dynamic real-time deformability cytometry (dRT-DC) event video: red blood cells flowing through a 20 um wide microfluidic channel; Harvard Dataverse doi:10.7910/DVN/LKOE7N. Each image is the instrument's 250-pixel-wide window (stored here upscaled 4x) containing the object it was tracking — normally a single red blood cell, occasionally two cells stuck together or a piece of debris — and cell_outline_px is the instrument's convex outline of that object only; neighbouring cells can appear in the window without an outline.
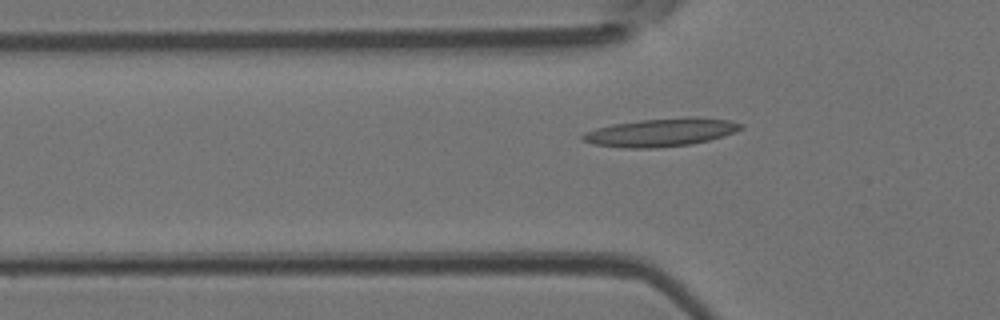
{"species": "Egyptian fruit bat (a non-hibernating species)", "species_latin": "Rousettus aegyptiacus", "temperature_condition": "room temperature", "stored_images_in_passage": 48, "camera_frame_rate_fps": 3000, "um_per_image_px": 0.085, "animal": {"sex": "female"}, "frame": {"image": 1, "passage_image": 16, "time_ms": 5.0, "image_size_px": [1000, 320], "cell_outline_px": [[744, 128], [708, 140], [692, 144], [656, 148], [624, 148], [592, 144], [580, 140], [580, 136], [584, 132], [596, 128], [612, 124], [640, 120], [688, 116], [696, 116], [728, 120], [744, 124]], "centroid_in_image_um": [56.13, 11.24], "position_along_channel_um": 69.7, "area_um2": 26.13}}
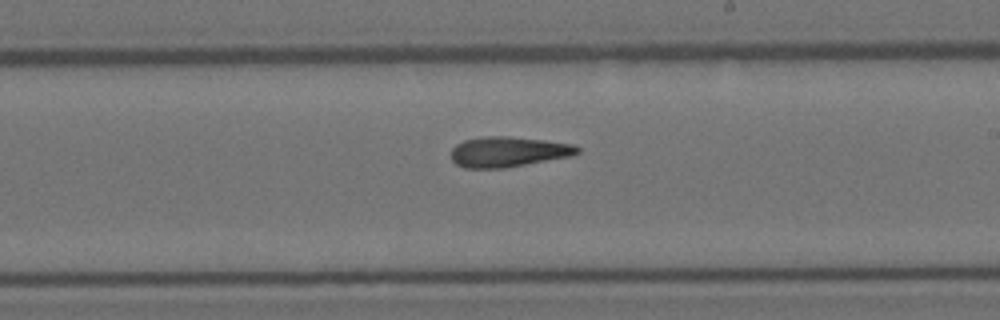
{"frame": {"image": 2, "passage_image": 29, "time_ms": 9.333, "image_size_px": [1000, 320], "cell_outline_px": [[580, 152], [572, 156], [504, 168], [464, 168], [456, 164], [452, 160], [452, 148], [456, 144], [464, 140], [488, 136], [508, 136], [544, 140], [572, 144], [580, 148]], "centroid_in_image_um": [43.2, 12.9], "position_along_channel_um": 245.8, "area_um2": 22.25}}
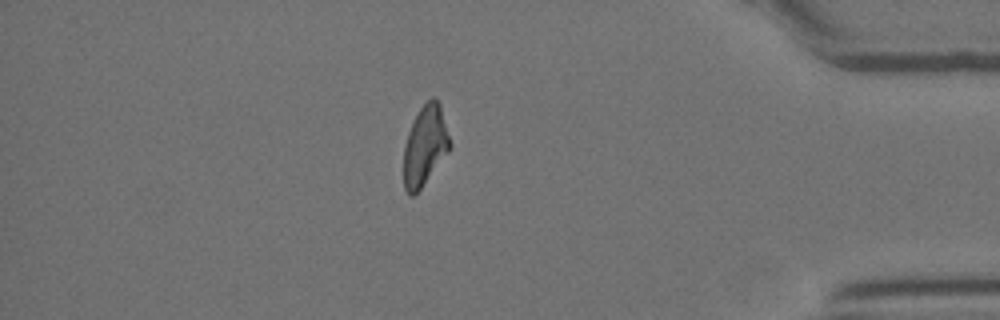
{"frame": {"image": 3, "passage_image": 43, "time_ms": 14.0, "image_size_px": [1000, 320], "cell_outline_px": [[452, 148], [420, 188], [412, 196], [408, 196], [404, 188], [404, 144], [408, 132], [420, 108], [432, 96], [440, 104], [452, 144]], "centroid_in_image_um": [36.14, 12.39], "position_along_channel_um": 399.1, "area_um2": 21.39}}